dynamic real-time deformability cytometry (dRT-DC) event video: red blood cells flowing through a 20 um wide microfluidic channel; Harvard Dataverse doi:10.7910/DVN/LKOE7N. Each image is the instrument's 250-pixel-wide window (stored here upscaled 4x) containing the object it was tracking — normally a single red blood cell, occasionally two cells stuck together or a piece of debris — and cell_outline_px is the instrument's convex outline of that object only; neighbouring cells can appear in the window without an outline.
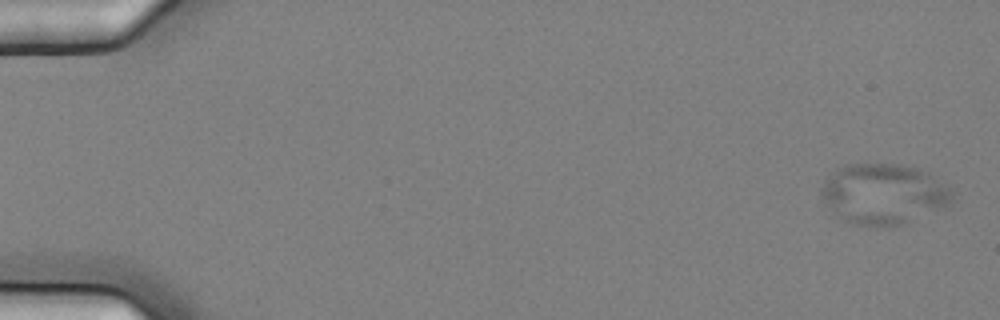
{"species": "common noctule bat (a hibernating species)", "species_latin": "Nyctalus noctula", "temperature_condition": "cold", "stored_images_in_passage": 6, "segment_of_instrument_passage": [1, 2], "camera_frame_rate_fps": 3000, "um_per_image_px": 0.085, "animal": {"sex": "female", "body_mass_g": 25.1}, "frame": {"image": 1, "passage_image": 1, "time_ms": 0.0, "image_size_px": [1000, 320], "cell_outline_px": [[952, 200], [948, 204], [900, 224], [876, 228], [852, 224], [844, 220], [828, 204], [820, 192], [820, 188], [824, 180], [836, 168], [844, 164], [900, 164], [920, 168], [928, 172], [948, 188], [952, 192]], "centroid_in_image_um": [75.05, 16.46], "position_along_channel_um": 9.9, "area_um2": 45.55}}
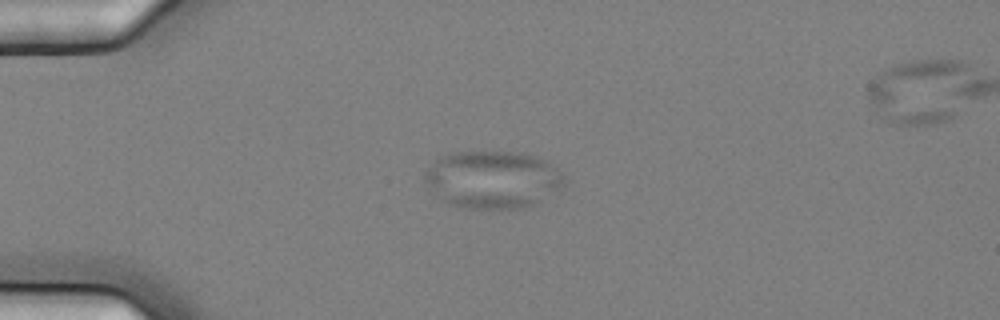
{"frame": {"image": 2, "passage_image": 5, "time_ms": 1.333, "image_size_px": [1000, 320], "cell_outline_px": [[568, 180], [564, 184], [536, 204], [524, 208], [460, 208], [448, 204], [440, 200], [424, 180], [424, 172], [444, 152], [524, 152], [536, 156], [544, 160], [556, 168]], "centroid_in_image_um": [41.85, 15.26], "position_along_channel_um": 43.1, "area_um2": 46.99}}